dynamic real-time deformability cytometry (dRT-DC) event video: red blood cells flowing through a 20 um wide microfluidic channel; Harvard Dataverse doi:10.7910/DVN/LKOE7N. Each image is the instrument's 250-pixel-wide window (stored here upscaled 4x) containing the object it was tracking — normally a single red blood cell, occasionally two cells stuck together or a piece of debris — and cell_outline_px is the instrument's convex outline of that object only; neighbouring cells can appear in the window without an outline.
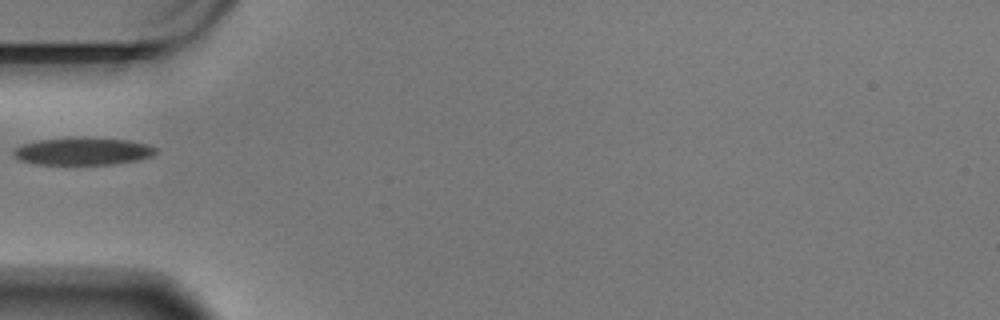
{"species": "Egyptian fruit bat (a non-hibernating species)", "species_latin": "Rousettus aegyptiacus", "temperature_condition": "warm", "stored_images_in_passage": 18, "camera_frame_rate_fps": 3000, "um_per_image_px": 0.085, "animal": {"sex": "male"}, "frame": {"image": 1, "passage_image": 1, "time_ms": 0.0, "image_size_px": [1000, 320], "cell_outline_px": [[160, 152], [152, 156], [136, 160], [112, 164], [40, 164], [20, 160], [12, 156], [12, 152], [16, 148], [24, 144], [40, 140], [128, 140], [148, 144], [156, 148]], "centroid_in_image_um": [7.08, 12.9], "position_along_channel_um": 77.9, "area_um2": 21.62}}
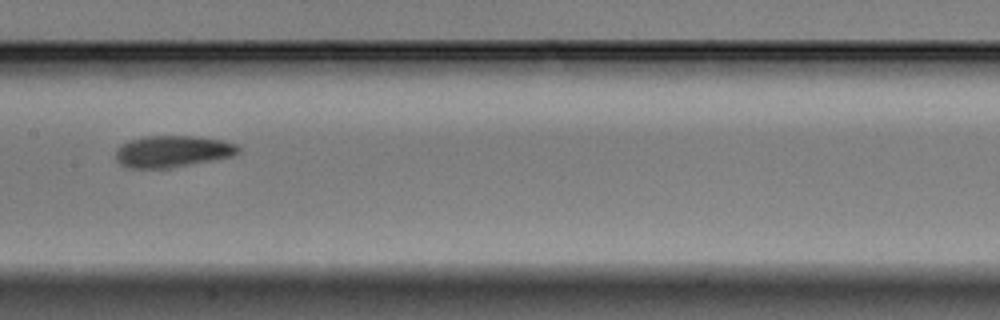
{"frame": {"image": 2, "passage_image": 11, "time_ms": 3.333, "image_size_px": [1000, 320], "cell_outline_px": [[240, 152], [232, 156], [212, 160], [168, 168], [128, 168], [120, 164], [116, 160], [116, 152], [120, 144], [144, 136], [192, 136], [220, 140], [236, 144], [240, 148]], "centroid_in_image_um": [14.64, 12.87], "position_along_channel_um": 192.8, "area_um2": 22.43}}